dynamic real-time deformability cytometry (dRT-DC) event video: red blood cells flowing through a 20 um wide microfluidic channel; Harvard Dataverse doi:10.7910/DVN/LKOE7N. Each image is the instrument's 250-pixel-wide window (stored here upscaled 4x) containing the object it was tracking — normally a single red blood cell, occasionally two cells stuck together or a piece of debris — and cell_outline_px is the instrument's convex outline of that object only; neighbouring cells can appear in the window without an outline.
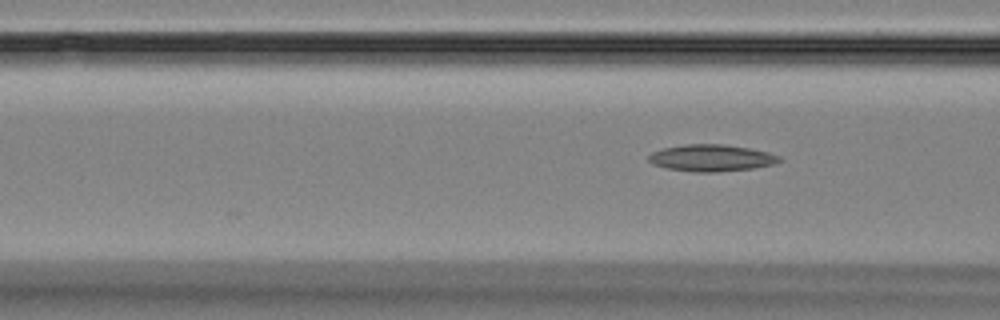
{"species": "Egyptian fruit bat (a non-hibernating species)", "species_latin": "Rousettus aegyptiacus", "temperature_condition": "room temperature", "stored_images_in_passage": 3, "camera_frame_rate_fps": 3000, "um_per_image_px": 0.085, "animal": {"sex": "female"}, "frame": {"image": 1, "passage_image": 3, "time_ms": 3.333, "image_size_px": [1000, 320], "cell_outline_px": [[784, 160], [772, 164], [752, 168], [712, 172], [700, 172], [668, 168], [652, 164], [648, 160], [648, 156], [652, 152], [664, 148], [684, 144], [724, 144], [748, 148], [768, 152], [780, 156]], "centroid_in_image_um": [60.47, 13.41], "position_along_channel_um": 106.1, "area_um2": 20.17}}